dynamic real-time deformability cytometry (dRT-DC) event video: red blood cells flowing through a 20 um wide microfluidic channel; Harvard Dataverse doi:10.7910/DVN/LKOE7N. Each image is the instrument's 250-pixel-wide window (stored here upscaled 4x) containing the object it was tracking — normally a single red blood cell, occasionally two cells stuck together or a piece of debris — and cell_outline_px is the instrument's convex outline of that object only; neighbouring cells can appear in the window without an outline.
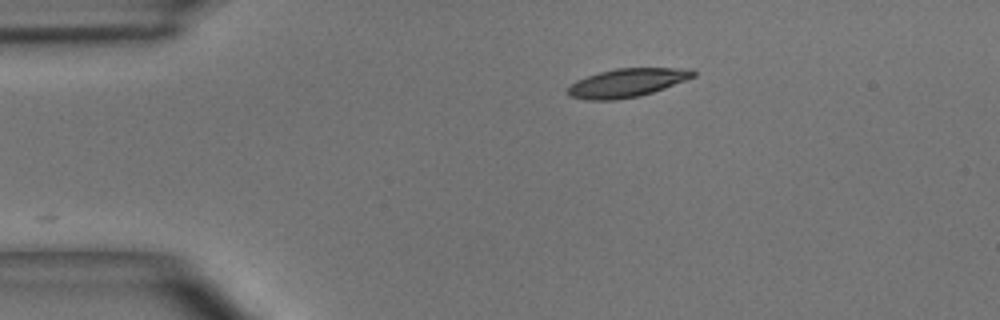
{"species": "common noctule bat (a hibernating species)", "species_latin": "Nyctalus noctula", "temperature_condition": "room temperature", "stored_images_in_passage": 18, "camera_frame_rate_fps": 3000, "um_per_image_px": 0.085, "animal": {"sex": "male", "body_mass_g": 15.6}, "frame": {"image": 1, "passage_image": 1, "time_ms": 0.0, "image_size_px": [1000, 320], "cell_outline_px": [[696, 76], [664, 88], [640, 96], [616, 100], [588, 100], [568, 96], [564, 92], [576, 80], [600, 72], [616, 68], [692, 68], [696, 72]], "centroid_in_image_um": [53.29, 7.04], "position_along_channel_um": 31.7, "area_um2": 20.92}}
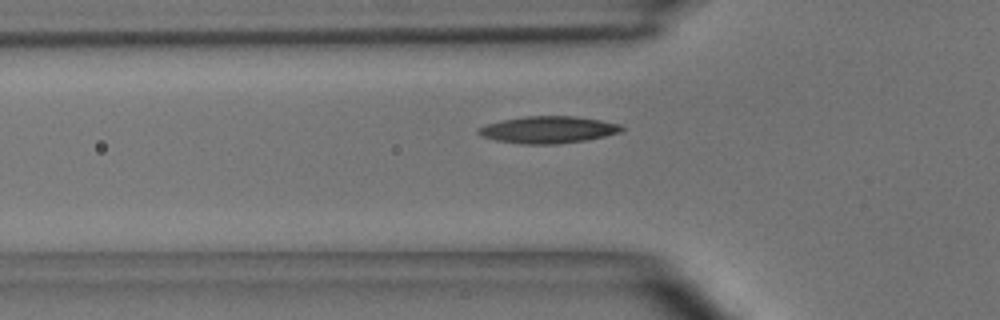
{"frame": {"image": 2, "passage_image": 8, "time_ms": 2.333, "image_size_px": [1000, 320], "cell_outline_px": [[624, 128], [620, 132], [604, 136], [584, 140], [556, 144], [524, 144], [496, 140], [480, 136], [476, 132], [476, 128], [500, 120], [524, 116], [576, 116], [600, 120], [620, 124]], "centroid_in_image_um": [46.55, 11.02], "position_along_channel_um": 79.3, "area_um2": 22.48}}
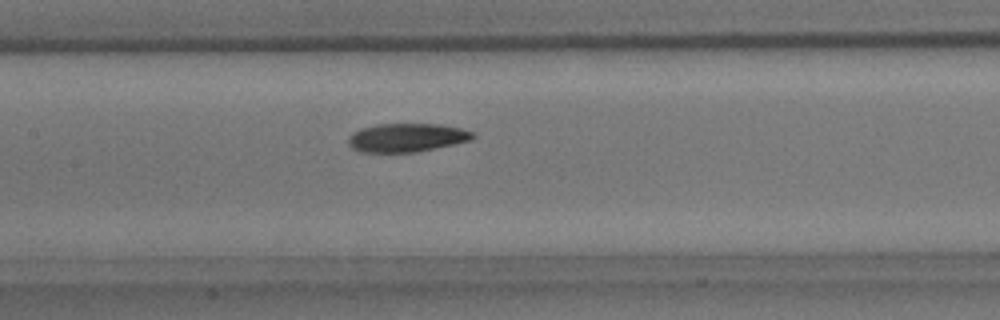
{"frame": {"image": 3, "passage_image": 15, "time_ms": 4.667, "image_size_px": [1000, 320], "cell_outline_px": [[476, 136], [472, 140], [436, 148], [416, 152], [360, 152], [352, 148], [348, 144], [348, 136], [352, 132], [360, 128], [376, 124], [440, 124], [460, 128], [472, 132]], "centroid_in_image_um": [34.55, 11.69], "position_along_channel_um": 172.9, "area_um2": 20.87}}